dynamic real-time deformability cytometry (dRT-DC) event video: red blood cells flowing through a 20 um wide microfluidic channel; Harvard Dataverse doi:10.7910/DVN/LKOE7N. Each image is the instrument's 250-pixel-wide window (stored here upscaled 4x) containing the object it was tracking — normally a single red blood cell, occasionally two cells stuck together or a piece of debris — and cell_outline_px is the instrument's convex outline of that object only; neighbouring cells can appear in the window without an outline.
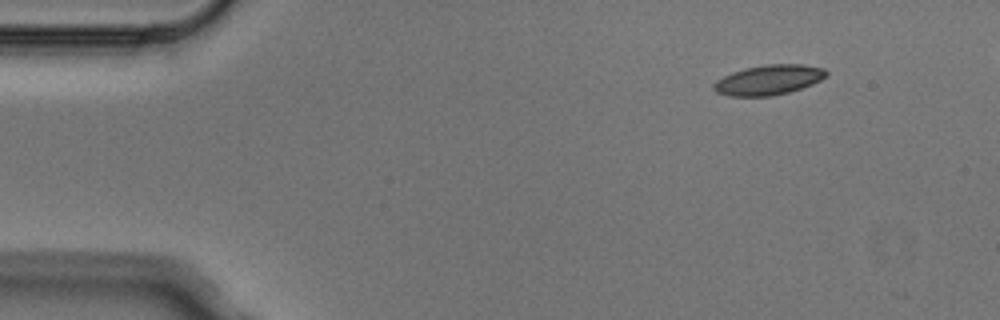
{"species": "Egyptian fruit bat (a non-hibernating species)", "species_latin": "Rousettus aegyptiacus", "temperature_condition": "cold", "stored_images_in_passage": 5, "camera_frame_rate_fps": 3000, "um_per_image_px": 0.085, "animal": {"sex": "male"}, "frame": {"image": 1, "passage_image": 1, "time_ms": 0.0, "image_size_px": [1000, 320], "cell_outline_px": [[828, 72], [820, 80], [812, 84], [788, 92], [772, 96], [728, 96], [716, 92], [712, 88], [712, 84], [716, 80], [732, 72], [744, 68], [768, 64], [804, 64], [824, 68]], "centroid_in_image_um": [65.3, 6.79], "position_along_channel_um": 19.7, "area_um2": 19.65}}
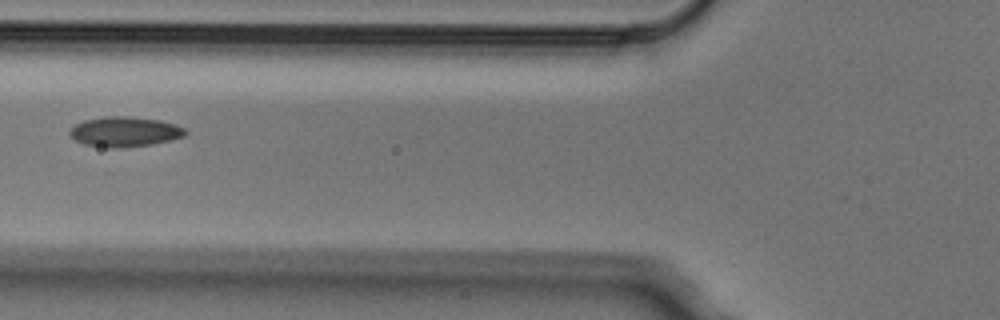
{"frame": {"image": 2, "passage_image": 4, "time_ms": 1.0, "image_size_px": [1000, 320], "cell_outline_px": [[188, 132], [184, 136], [152, 144], [124, 148], [108, 148], [84, 144], [76, 140], [68, 132], [76, 124], [84, 120], [104, 116], [128, 116], [160, 120], [176, 124], [184, 128]], "centroid_in_image_um": [10.61, 11.19], "position_along_channel_um": 115.2, "area_um2": 20.23}}
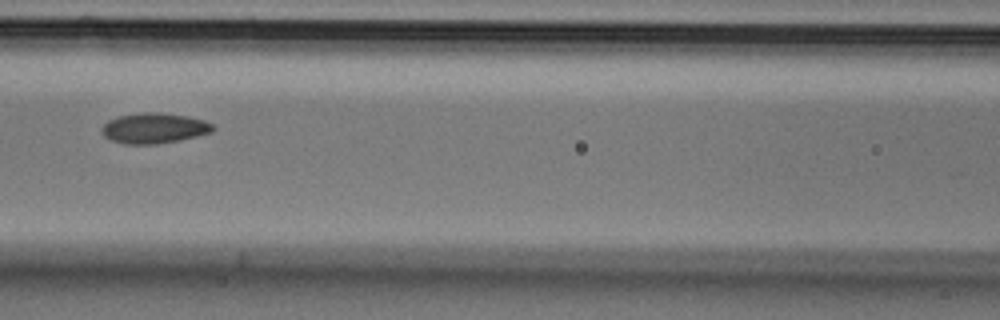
{"frame": {"image": 3, "passage_image": 5, "time_ms": 1.333, "image_size_px": [1000, 320], "cell_outline_px": [[216, 128], [212, 132], [180, 140], [156, 144], [124, 144], [112, 140], [104, 136], [100, 132], [100, 128], [108, 120], [116, 116], [144, 112], [160, 112], [188, 116], [204, 120], [212, 124]], "centroid_in_image_um": [13.08, 10.89], "position_along_channel_um": 153.5, "area_um2": 19.88}}